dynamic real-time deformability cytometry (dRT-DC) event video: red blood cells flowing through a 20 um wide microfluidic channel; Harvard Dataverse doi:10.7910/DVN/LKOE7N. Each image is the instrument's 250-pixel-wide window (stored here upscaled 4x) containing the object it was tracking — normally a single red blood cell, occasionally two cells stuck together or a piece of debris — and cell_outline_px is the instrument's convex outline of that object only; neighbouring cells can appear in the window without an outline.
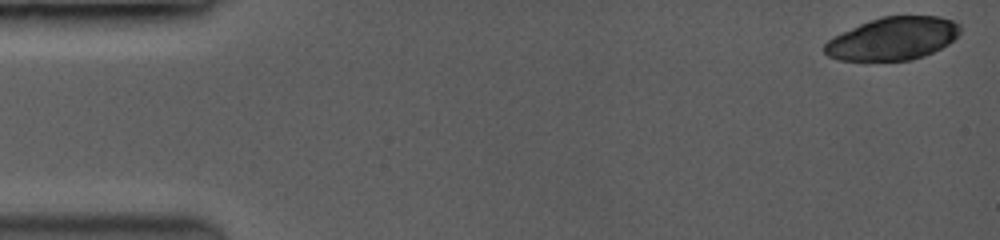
{"species": "common noctule bat (a hibernating species)", "species_latin": "Nyctalus noctula", "temperature_condition": "room temperature", "stored_images_in_passage": 14, "camera_frame_rate_fps": 3500, "um_per_image_px": 0.085, "animal": {"sex": "female", "body_mass_g": 19.0, "forearm_length_mm": 53.3}, "frame": {"image": 1, "passage_image": 1, "time_ms": 0.0, "image_size_px": [1000, 240], "cell_outline_px": [[960, 32], [948, 44], [924, 56], [908, 60], [840, 60], [828, 56], [824, 52], [824, 44], [828, 40], [860, 24], [884, 16], [936, 16], [952, 20], [960, 24]], "centroid_in_image_um": [75.91, 3.28], "position_along_channel_um": 9.1, "area_um2": 33.29}}